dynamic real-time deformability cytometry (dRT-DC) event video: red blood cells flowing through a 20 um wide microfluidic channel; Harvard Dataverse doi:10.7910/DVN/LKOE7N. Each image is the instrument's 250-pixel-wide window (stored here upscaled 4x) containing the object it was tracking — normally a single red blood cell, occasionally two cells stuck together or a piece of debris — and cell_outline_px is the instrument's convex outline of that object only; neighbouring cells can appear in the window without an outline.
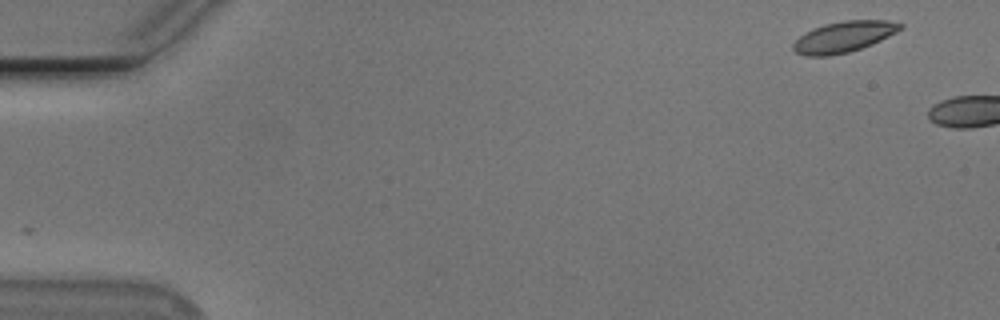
{"species": "Egyptian fruit bat (a non-hibernating species)", "species_latin": "Rousettus aegyptiacus", "temperature_condition": "cold", "stored_images_in_passage": 3, "camera_frame_rate_fps": 3000, "um_per_image_px": 0.085, "animal": {"sex": "male"}, "frame": {"image": 1, "passage_image": 1, "time_ms": 0.0, "image_size_px": [1000, 320], "cell_outline_px": [[904, 28], [872, 44], [848, 52], [828, 56], [804, 56], [796, 52], [792, 48], [792, 44], [804, 32], [812, 28], [824, 24], [844, 20], [888, 20], [904, 24]], "centroid_in_image_um": [71.7, 3.12], "position_along_channel_um": 13.3, "area_um2": 19.36}}